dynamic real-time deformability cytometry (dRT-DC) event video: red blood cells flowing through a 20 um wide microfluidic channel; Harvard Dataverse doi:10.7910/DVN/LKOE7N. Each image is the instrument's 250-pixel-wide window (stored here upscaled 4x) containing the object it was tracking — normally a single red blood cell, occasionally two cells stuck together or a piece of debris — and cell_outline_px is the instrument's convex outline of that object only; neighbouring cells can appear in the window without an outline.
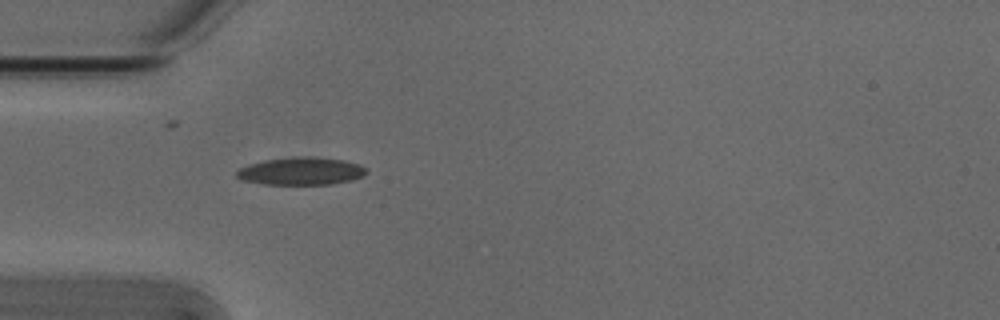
{"species": "Egyptian fruit bat (a non-hibernating species)", "species_latin": "Rousettus aegyptiacus", "temperature_condition": "cold", "stored_images_in_passage": 4, "camera_frame_rate_fps": 3000, "um_per_image_px": 0.085, "animal": {"sex": "male"}, "frame": {"image": 1, "passage_image": 4, "time_ms": 1.0, "image_size_px": [1000, 320], "cell_outline_px": [[368, 172], [364, 176], [352, 180], [332, 184], [264, 184], [240, 180], [236, 176], [236, 172], [240, 168], [248, 164], [264, 160], [292, 156], [312, 156], [344, 160], [360, 164]], "centroid_in_image_um": [25.59, 14.54], "position_along_channel_um": 59.4, "area_um2": 21.15}}